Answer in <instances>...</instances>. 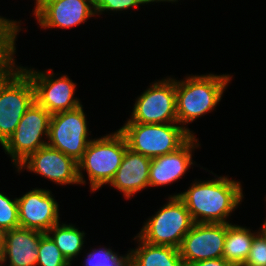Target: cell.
Here are the masks:
<instances>
[{
    "instance_id": "27",
    "label": "cell",
    "mask_w": 266,
    "mask_h": 266,
    "mask_svg": "<svg viewBox=\"0 0 266 266\" xmlns=\"http://www.w3.org/2000/svg\"><path fill=\"white\" fill-rule=\"evenodd\" d=\"M185 266H235L224 258L208 259L187 264Z\"/></svg>"
},
{
    "instance_id": "17",
    "label": "cell",
    "mask_w": 266,
    "mask_h": 266,
    "mask_svg": "<svg viewBox=\"0 0 266 266\" xmlns=\"http://www.w3.org/2000/svg\"><path fill=\"white\" fill-rule=\"evenodd\" d=\"M45 232L18 227L5 232L3 266H36L39 241Z\"/></svg>"
},
{
    "instance_id": "16",
    "label": "cell",
    "mask_w": 266,
    "mask_h": 266,
    "mask_svg": "<svg viewBox=\"0 0 266 266\" xmlns=\"http://www.w3.org/2000/svg\"><path fill=\"white\" fill-rule=\"evenodd\" d=\"M151 158L126 149L121 165L108 186L118 190L125 200L149 188Z\"/></svg>"
},
{
    "instance_id": "12",
    "label": "cell",
    "mask_w": 266,
    "mask_h": 266,
    "mask_svg": "<svg viewBox=\"0 0 266 266\" xmlns=\"http://www.w3.org/2000/svg\"><path fill=\"white\" fill-rule=\"evenodd\" d=\"M25 170L42 176L57 186H81L78 178V162L48 145L30 154L15 168L18 175Z\"/></svg>"
},
{
    "instance_id": "28",
    "label": "cell",
    "mask_w": 266,
    "mask_h": 266,
    "mask_svg": "<svg viewBox=\"0 0 266 266\" xmlns=\"http://www.w3.org/2000/svg\"><path fill=\"white\" fill-rule=\"evenodd\" d=\"M4 242H5V232L0 230V262L4 255Z\"/></svg>"
},
{
    "instance_id": "5",
    "label": "cell",
    "mask_w": 266,
    "mask_h": 266,
    "mask_svg": "<svg viewBox=\"0 0 266 266\" xmlns=\"http://www.w3.org/2000/svg\"><path fill=\"white\" fill-rule=\"evenodd\" d=\"M118 130L125 136L128 148L149 158L176 151L192 136L178 122L165 124L125 122Z\"/></svg>"
},
{
    "instance_id": "30",
    "label": "cell",
    "mask_w": 266,
    "mask_h": 266,
    "mask_svg": "<svg viewBox=\"0 0 266 266\" xmlns=\"http://www.w3.org/2000/svg\"><path fill=\"white\" fill-rule=\"evenodd\" d=\"M13 72H0V86Z\"/></svg>"
},
{
    "instance_id": "3",
    "label": "cell",
    "mask_w": 266,
    "mask_h": 266,
    "mask_svg": "<svg viewBox=\"0 0 266 266\" xmlns=\"http://www.w3.org/2000/svg\"><path fill=\"white\" fill-rule=\"evenodd\" d=\"M127 148L126 138L118 129L93 138L78 162L81 186L89 183L90 193L93 194L108 185L121 165Z\"/></svg>"
},
{
    "instance_id": "19",
    "label": "cell",
    "mask_w": 266,
    "mask_h": 266,
    "mask_svg": "<svg viewBox=\"0 0 266 266\" xmlns=\"http://www.w3.org/2000/svg\"><path fill=\"white\" fill-rule=\"evenodd\" d=\"M263 224L257 230L234 223H226V238L223 248V258L235 266H242L249 254L254 236L265 226Z\"/></svg>"
},
{
    "instance_id": "10",
    "label": "cell",
    "mask_w": 266,
    "mask_h": 266,
    "mask_svg": "<svg viewBox=\"0 0 266 266\" xmlns=\"http://www.w3.org/2000/svg\"><path fill=\"white\" fill-rule=\"evenodd\" d=\"M34 102L33 83L18 67L0 86V146L13 134L22 116Z\"/></svg>"
},
{
    "instance_id": "8",
    "label": "cell",
    "mask_w": 266,
    "mask_h": 266,
    "mask_svg": "<svg viewBox=\"0 0 266 266\" xmlns=\"http://www.w3.org/2000/svg\"><path fill=\"white\" fill-rule=\"evenodd\" d=\"M21 65L19 67L33 83L35 102L51 115L73 110L82 105L81 99L75 96L78 84L70 76L61 72L56 74L51 68L42 71L33 66Z\"/></svg>"
},
{
    "instance_id": "29",
    "label": "cell",
    "mask_w": 266,
    "mask_h": 266,
    "mask_svg": "<svg viewBox=\"0 0 266 266\" xmlns=\"http://www.w3.org/2000/svg\"><path fill=\"white\" fill-rule=\"evenodd\" d=\"M149 1V4H152V5H154V4H156V3H166V2H168V3H171V4H174L175 3V5H176V3H178L179 1H181V0H148Z\"/></svg>"
},
{
    "instance_id": "4",
    "label": "cell",
    "mask_w": 266,
    "mask_h": 266,
    "mask_svg": "<svg viewBox=\"0 0 266 266\" xmlns=\"http://www.w3.org/2000/svg\"><path fill=\"white\" fill-rule=\"evenodd\" d=\"M165 199L167 202L165 201L154 215L144 221L136 235L151 245L172 246L179 249L194 221L178 196H168Z\"/></svg>"
},
{
    "instance_id": "9",
    "label": "cell",
    "mask_w": 266,
    "mask_h": 266,
    "mask_svg": "<svg viewBox=\"0 0 266 266\" xmlns=\"http://www.w3.org/2000/svg\"><path fill=\"white\" fill-rule=\"evenodd\" d=\"M88 124L83 105L51 115L47 145L79 162L93 139Z\"/></svg>"
},
{
    "instance_id": "15",
    "label": "cell",
    "mask_w": 266,
    "mask_h": 266,
    "mask_svg": "<svg viewBox=\"0 0 266 266\" xmlns=\"http://www.w3.org/2000/svg\"><path fill=\"white\" fill-rule=\"evenodd\" d=\"M196 135H192L176 151L151 158L149 169V187H165L182 179L193 166H198L193 160L194 151L201 147ZM200 146V147H199Z\"/></svg>"
},
{
    "instance_id": "18",
    "label": "cell",
    "mask_w": 266,
    "mask_h": 266,
    "mask_svg": "<svg viewBox=\"0 0 266 266\" xmlns=\"http://www.w3.org/2000/svg\"><path fill=\"white\" fill-rule=\"evenodd\" d=\"M136 247L130 248V266H185L179 249L172 246L151 245L133 237Z\"/></svg>"
},
{
    "instance_id": "2",
    "label": "cell",
    "mask_w": 266,
    "mask_h": 266,
    "mask_svg": "<svg viewBox=\"0 0 266 266\" xmlns=\"http://www.w3.org/2000/svg\"><path fill=\"white\" fill-rule=\"evenodd\" d=\"M233 74H186L176 78V113L178 123L191 135L195 132L188 127L195 120L216 111L224 93L233 80Z\"/></svg>"
},
{
    "instance_id": "23",
    "label": "cell",
    "mask_w": 266,
    "mask_h": 266,
    "mask_svg": "<svg viewBox=\"0 0 266 266\" xmlns=\"http://www.w3.org/2000/svg\"><path fill=\"white\" fill-rule=\"evenodd\" d=\"M37 251L36 266H72L47 233L41 237Z\"/></svg>"
},
{
    "instance_id": "11",
    "label": "cell",
    "mask_w": 266,
    "mask_h": 266,
    "mask_svg": "<svg viewBox=\"0 0 266 266\" xmlns=\"http://www.w3.org/2000/svg\"><path fill=\"white\" fill-rule=\"evenodd\" d=\"M32 15L40 29H71L96 18L92 0H33Z\"/></svg>"
},
{
    "instance_id": "25",
    "label": "cell",
    "mask_w": 266,
    "mask_h": 266,
    "mask_svg": "<svg viewBox=\"0 0 266 266\" xmlns=\"http://www.w3.org/2000/svg\"><path fill=\"white\" fill-rule=\"evenodd\" d=\"M0 191V230L6 232L20 227L17 197L10 198Z\"/></svg>"
},
{
    "instance_id": "20",
    "label": "cell",
    "mask_w": 266,
    "mask_h": 266,
    "mask_svg": "<svg viewBox=\"0 0 266 266\" xmlns=\"http://www.w3.org/2000/svg\"><path fill=\"white\" fill-rule=\"evenodd\" d=\"M76 224L59 222L50 228L47 234L53 239L66 260L72 265L80 256L86 244V232L79 230ZM74 260V261H73Z\"/></svg>"
},
{
    "instance_id": "6",
    "label": "cell",
    "mask_w": 266,
    "mask_h": 266,
    "mask_svg": "<svg viewBox=\"0 0 266 266\" xmlns=\"http://www.w3.org/2000/svg\"><path fill=\"white\" fill-rule=\"evenodd\" d=\"M150 85L135 97L130 118L125 122L165 124L178 122L176 113V78L166 76Z\"/></svg>"
},
{
    "instance_id": "13",
    "label": "cell",
    "mask_w": 266,
    "mask_h": 266,
    "mask_svg": "<svg viewBox=\"0 0 266 266\" xmlns=\"http://www.w3.org/2000/svg\"><path fill=\"white\" fill-rule=\"evenodd\" d=\"M52 193L50 189L35 187L17 197L20 227L47 233L61 222L60 205Z\"/></svg>"
},
{
    "instance_id": "14",
    "label": "cell",
    "mask_w": 266,
    "mask_h": 266,
    "mask_svg": "<svg viewBox=\"0 0 266 266\" xmlns=\"http://www.w3.org/2000/svg\"><path fill=\"white\" fill-rule=\"evenodd\" d=\"M225 238L226 223H194L179 247L184 264L223 258Z\"/></svg>"
},
{
    "instance_id": "26",
    "label": "cell",
    "mask_w": 266,
    "mask_h": 266,
    "mask_svg": "<svg viewBox=\"0 0 266 266\" xmlns=\"http://www.w3.org/2000/svg\"><path fill=\"white\" fill-rule=\"evenodd\" d=\"M242 266H266V220L265 226L254 236L248 257Z\"/></svg>"
},
{
    "instance_id": "21",
    "label": "cell",
    "mask_w": 266,
    "mask_h": 266,
    "mask_svg": "<svg viewBox=\"0 0 266 266\" xmlns=\"http://www.w3.org/2000/svg\"><path fill=\"white\" fill-rule=\"evenodd\" d=\"M20 19L17 21L0 15V72H14L17 65L16 41L22 30Z\"/></svg>"
},
{
    "instance_id": "7",
    "label": "cell",
    "mask_w": 266,
    "mask_h": 266,
    "mask_svg": "<svg viewBox=\"0 0 266 266\" xmlns=\"http://www.w3.org/2000/svg\"><path fill=\"white\" fill-rule=\"evenodd\" d=\"M51 114L34 102L22 116L16 130L2 145L13 169L30 154L47 145Z\"/></svg>"
},
{
    "instance_id": "1",
    "label": "cell",
    "mask_w": 266,
    "mask_h": 266,
    "mask_svg": "<svg viewBox=\"0 0 266 266\" xmlns=\"http://www.w3.org/2000/svg\"><path fill=\"white\" fill-rule=\"evenodd\" d=\"M204 170L214 178L203 181L196 178L185 191L169 196H178L184 202L194 223H232V213L244 201L241 181Z\"/></svg>"
},
{
    "instance_id": "24",
    "label": "cell",
    "mask_w": 266,
    "mask_h": 266,
    "mask_svg": "<svg viewBox=\"0 0 266 266\" xmlns=\"http://www.w3.org/2000/svg\"><path fill=\"white\" fill-rule=\"evenodd\" d=\"M92 2L96 16L99 18L103 14H120L135 8L138 10L137 8H141L140 6L150 5L148 0H92Z\"/></svg>"
},
{
    "instance_id": "22",
    "label": "cell",
    "mask_w": 266,
    "mask_h": 266,
    "mask_svg": "<svg viewBox=\"0 0 266 266\" xmlns=\"http://www.w3.org/2000/svg\"><path fill=\"white\" fill-rule=\"evenodd\" d=\"M98 248H88L83 250L85 255L82 266H130V252L127 250L125 254L115 252L113 248L97 246ZM87 252V253H86Z\"/></svg>"
}]
</instances>
